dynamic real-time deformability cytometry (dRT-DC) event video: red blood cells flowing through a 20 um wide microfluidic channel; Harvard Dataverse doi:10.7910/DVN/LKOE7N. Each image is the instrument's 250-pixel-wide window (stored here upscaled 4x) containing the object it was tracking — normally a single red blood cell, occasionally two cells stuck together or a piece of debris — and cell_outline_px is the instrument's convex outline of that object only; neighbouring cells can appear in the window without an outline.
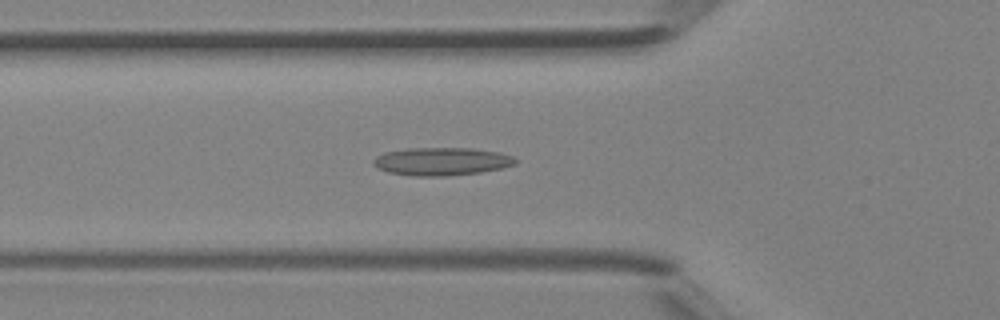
{"species": "Egyptian fruit bat (a non-hibernating species)", "species_latin": "Rousettus aegyptiacus", "temperature_condition": "room temperature", "stored_images_in_passage": 43, "camera_frame_rate_fps": 3000, "um_per_image_px": 0.085, "animal": {"sex": "female"}, "frame": {"image": 1, "passage_image": 14, "time_ms": 4.333, "image_size_px": [1000, 320], "cell_outline_px": [[516, 164], [504, 168], [480, 172], [448, 176], [412, 176], [388, 172], [376, 168], [372, 164], [372, 160], [376, 156], [384, 152], [408, 148], [472, 148], [496, 152], [512, 156], [516, 160]], "centroid_in_image_um": [37.49, 13.73], "position_along_channel_um": 88.3, "area_um2": 23.29}}
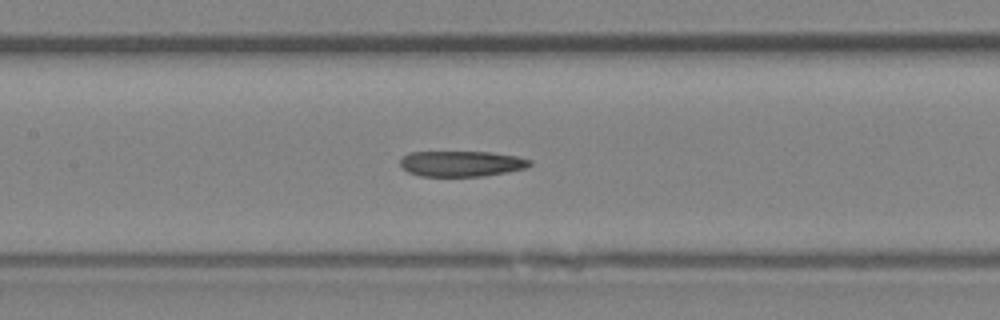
{"frame": {"image": 2, "passage_image": 19, "time_ms": 6.0, "image_size_px": [1000, 320], "cell_outline_px": [[532, 164], [528, 168], [484, 176], [420, 176], [408, 172], [400, 164], [400, 160], [408, 152], [492, 152], [516, 156], [532, 160]], "centroid_in_image_um": [39.25, 13.91], "position_along_channel_um": 168.1, "area_um2": 19.42}}
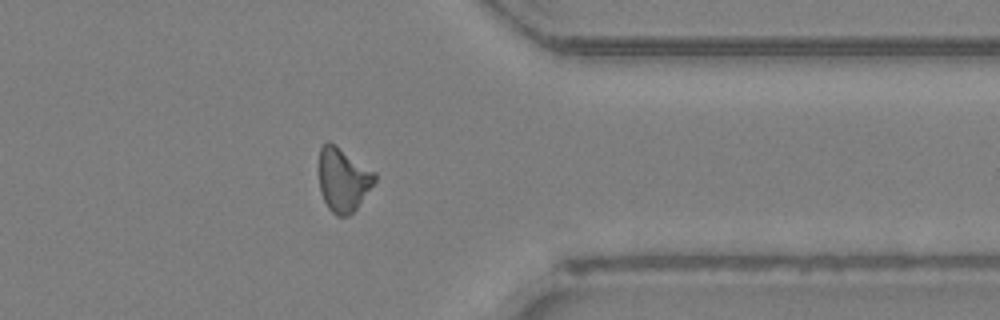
{"frame": {"image": 3, "passage_image": 33, "time_ms": 10.667, "image_size_px": [1000, 320], "cell_outline_px": [[376, 180], [356, 208], [348, 216], [336, 216], [328, 208], [320, 192], [320, 148], [328, 140], [376, 172]], "centroid_in_image_um": [29.17, 15.28], "position_along_channel_um": 382.2, "area_um2": 20.4}}